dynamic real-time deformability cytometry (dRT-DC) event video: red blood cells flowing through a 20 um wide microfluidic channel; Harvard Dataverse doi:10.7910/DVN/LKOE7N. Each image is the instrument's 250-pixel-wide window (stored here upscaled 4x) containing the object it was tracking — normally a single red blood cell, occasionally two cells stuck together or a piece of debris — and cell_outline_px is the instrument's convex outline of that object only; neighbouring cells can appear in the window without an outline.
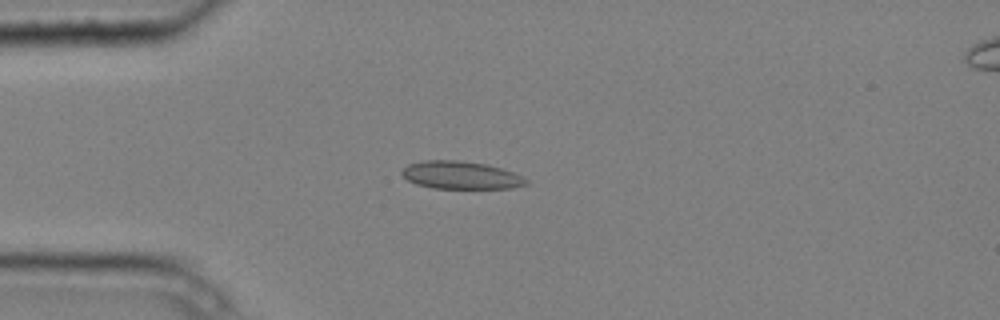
{"species": "common noctule bat (a hibernating species)", "species_latin": "Nyctalus noctula", "temperature_condition": "cold", "stored_images_in_passage": 7, "camera_frame_rate_fps": 3000, "um_per_image_px": 0.085, "animal": {"sex": "male", "body_mass_g": 20.4}, "frame": {"image": 1, "passage_image": 4, "time_ms": 1.0, "image_size_px": [1000, 320], "cell_outline_px": [[528, 184], [512, 188], [432, 188], [416, 184], [408, 180], [400, 172], [408, 164], [424, 160], [456, 160], [488, 164], [524, 176], [528, 180]], "centroid_in_image_um": [39.18, 14.89], "position_along_channel_um": 45.8, "area_um2": 20.11}}
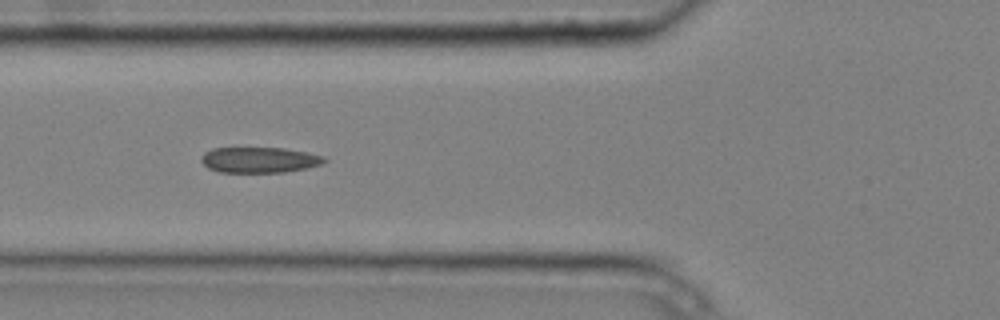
{"frame": {"image": 2, "passage_image": 6, "time_ms": 1.667, "image_size_px": [1000, 320], "cell_outline_px": [[328, 160], [320, 164], [304, 168], [284, 172], [220, 172], [208, 168], [200, 160], [204, 152], [212, 148], [284, 148], [324, 156]], "centroid_in_image_um": [22.01, 13.59], "position_along_channel_um": 103.8, "area_um2": 18.21}}
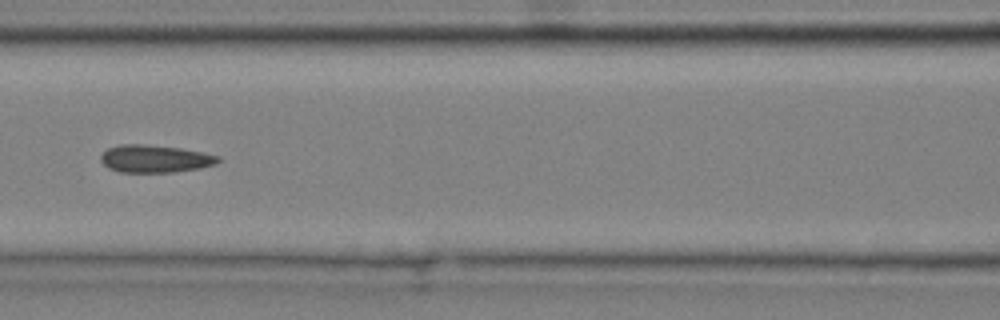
{"frame": {"image": 3, "passage_image": 7, "time_ms": 2.0, "image_size_px": [1000, 320], "cell_outline_px": [[220, 160], [216, 164], [200, 168], [172, 172], [120, 172], [108, 168], [100, 160], [100, 156], [108, 148], [120, 144], [144, 144], [180, 148], [204, 152], [220, 156]], "centroid_in_image_um": [13.18, 13.49], "position_along_channel_um": 153.4, "area_um2": 18.9}}